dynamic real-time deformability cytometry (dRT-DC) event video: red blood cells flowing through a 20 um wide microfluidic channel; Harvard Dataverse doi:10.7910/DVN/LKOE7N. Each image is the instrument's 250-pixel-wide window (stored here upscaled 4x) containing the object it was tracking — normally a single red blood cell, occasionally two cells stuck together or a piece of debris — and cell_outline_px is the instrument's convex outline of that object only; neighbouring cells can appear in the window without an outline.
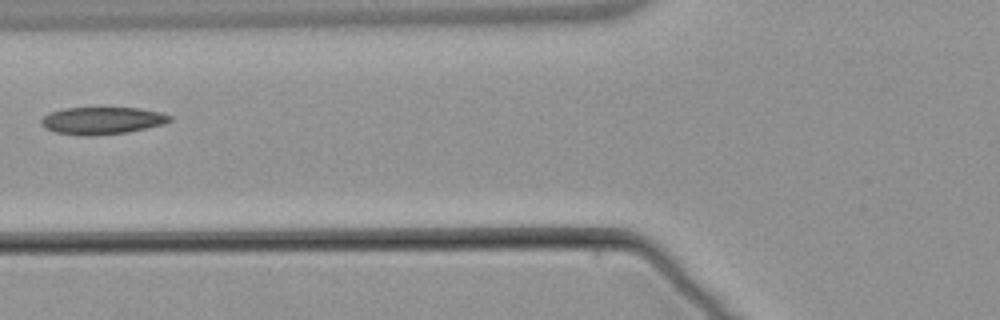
{"species": "common noctule bat (a hibernating species)", "species_latin": "Nyctalus noctula", "temperature_condition": "warm", "stored_images_in_passage": 7, "camera_frame_rate_fps": 3000, "um_per_image_px": 0.085, "animal": {"sex": "male", "body_mass_g": 21.5, "forearm_length_mm": 52.0}, "frame": {"image": 1, "passage_image": 6, "time_ms": 8.333, "image_size_px": [1000, 320], "cell_outline_px": [[172, 120], [164, 124], [128, 132], [92, 136], [80, 136], [56, 132], [44, 128], [40, 124], [40, 120], [48, 112], [64, 108], [140, 108], [160, 112], [172, 116]], "centroid_in_image_um": [8.65, 10.25], "position_along_channel_um": 117.1, "area_um2": 20.63}}